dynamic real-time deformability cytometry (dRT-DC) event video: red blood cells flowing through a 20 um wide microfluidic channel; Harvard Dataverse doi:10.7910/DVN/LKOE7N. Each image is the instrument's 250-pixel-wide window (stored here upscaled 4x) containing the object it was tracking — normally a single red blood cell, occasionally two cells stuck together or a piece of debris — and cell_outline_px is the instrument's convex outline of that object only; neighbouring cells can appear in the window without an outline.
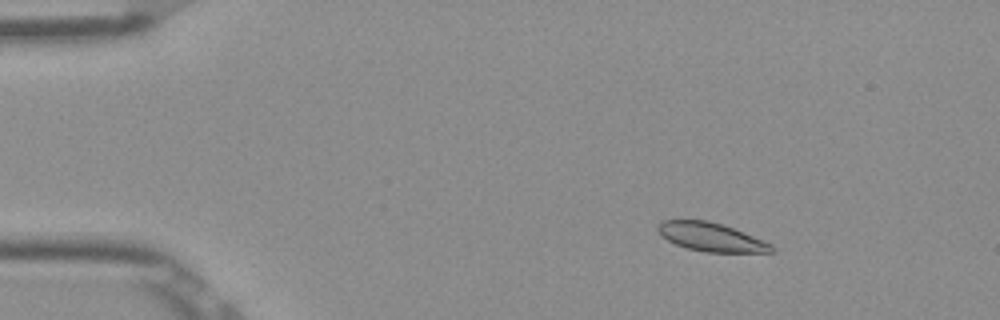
{"species": "Egyptian fruit bat (a non-hibernating species)", "species_latin": "Rousettus aegyptiacus", "temperature_condition": "room temperature", "stored_images_in_passage": 52, "camera_frame_rate_fps": 3000, "um_per_image_px": 0.085, "frame": {"image": 1, "passage_image": 7, "time_ms": 2.0, "image_size_px": [1000, 320], "cell_outline_px": [[776, 252], [704, 252], [688, 248], [676, 244], [660, 236], [656, 232], [656, 224], [660, 220], [708, 220], [732, 228], [772, 244], [776, 248]], "centroid_in_image_um": [60.38, 20.15], "position_along_channel_um": 24.6, "area_um2": 18.96}}
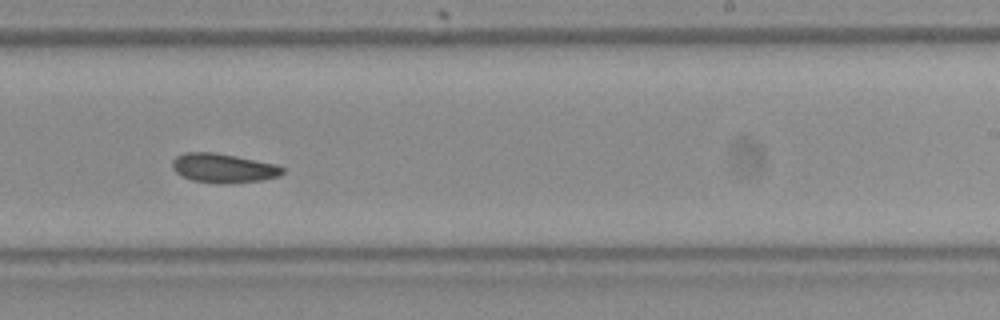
{"frame": {"image": 2, "passage_image": 32, "time_ms": 10.333, "image_size_px": [1000, 320], "cell_outline_px": [[284, 172], [280, 176], [264, 180], [192, 180], [176, 172], [172, 168], [172, 160], [176, 156], [184, 152], [212, 152], [236, 156], [276, 164], [284, 168]], "centroid_in_image_um": [18.98, 14.22], "position_along_channel_um": 270.0, "area_um2": 17.74}}
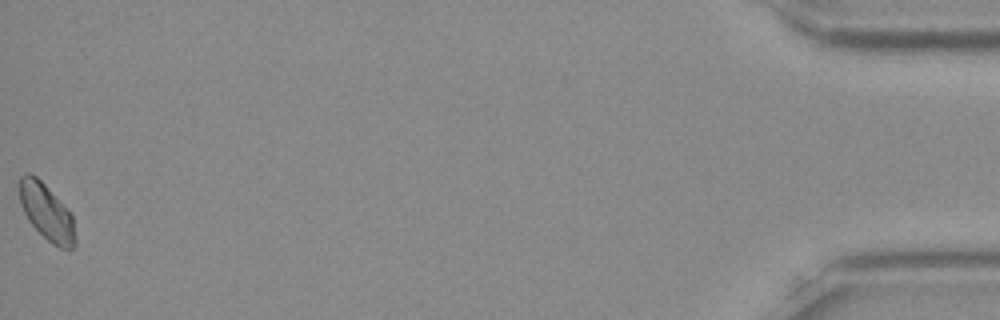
{"frame": {"image": 3, "passage_image": 52, "time_ms": 17.0, "image_size_px": [1000, 320], "cell_outline_px": [[76, 244], [72, 248], [60, 248], [52, 244], [28, 220], [20, 204], [20, 176], [24, 172], [28, 172], [36, 176], [44, 184], [72, 216], [76, 240]], "centroid_in_image_um": [3.94, 18.03], "position_along_channel_um": 431.3, "area_um2": 17.8}}